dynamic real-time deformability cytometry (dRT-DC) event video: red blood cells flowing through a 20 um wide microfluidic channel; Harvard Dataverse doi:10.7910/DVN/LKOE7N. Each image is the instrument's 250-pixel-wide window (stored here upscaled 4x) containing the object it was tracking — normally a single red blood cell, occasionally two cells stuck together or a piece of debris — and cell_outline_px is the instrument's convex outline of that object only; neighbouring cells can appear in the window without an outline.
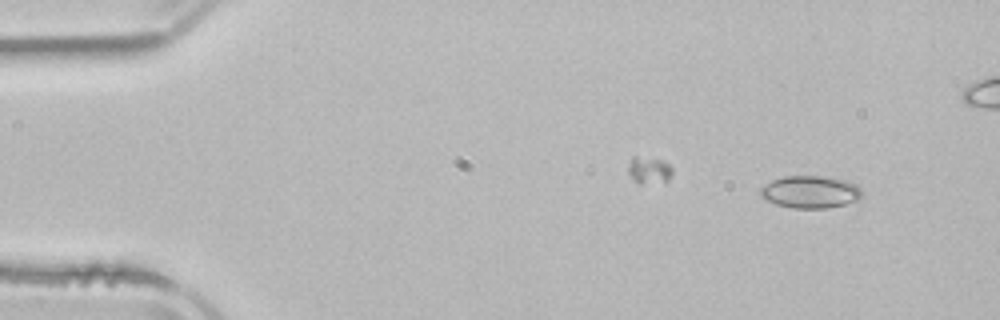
{"species": "common noctule bat (a hibernating species)", "species_latin": "Nyctalus noctula", "temperature_condition": "room temperature", "stored_images_in_passage": 4, "camera_frame_rate_fps": 3000, "um_per_image_px": 0.085, "animal": {"sex": "male", "body_mass_g": 21.5, "forearm_length_mm": 52.0}, "frame": {"image": 1, "passage_image": 1, "time_ms": 0.0, "image_size_px": [1000, 320], "cell_outline_px": [[860, 200], [828, 208], [792, 208], [776, 204], [760, 196], [760, 188], [764, 184], [772, 180], [784, 176], [820, 176], [844, 180], [856, 184], [860, 188]], "centroid_in_image_um": [68.85, 16.31], "position_along_channel_um": 16.1, "area_um2": 19.07}}
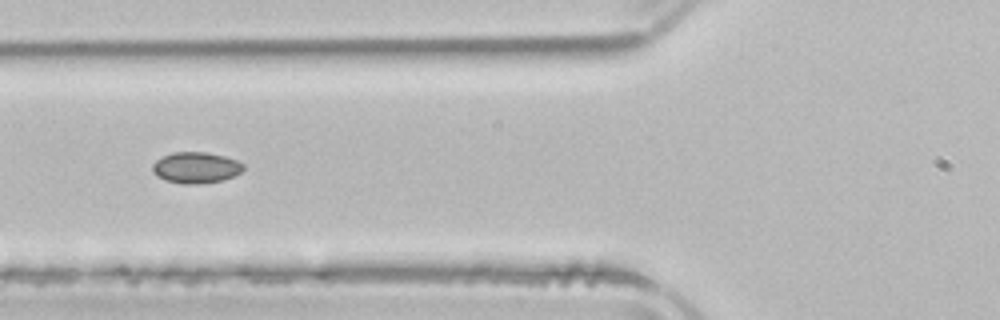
{"frame": {"image": 2, "passage_image": 4, "time_ms": 5.0, "image_size_px": [1000, 320], "cell_outline_px": [[244, 168], [240, 172], [224, 180], [196, 184], [184, 184], [164, 180], [156, 176], [152, 172], [152, 164], [156, 160], [172, 152], [208, 152], [224, 156], [236, 160], [244, 164]], "centroid_in_image_um": [16.63, 14.25], "position_along_channel_um": 109.2, "area_um2": 16.53}}